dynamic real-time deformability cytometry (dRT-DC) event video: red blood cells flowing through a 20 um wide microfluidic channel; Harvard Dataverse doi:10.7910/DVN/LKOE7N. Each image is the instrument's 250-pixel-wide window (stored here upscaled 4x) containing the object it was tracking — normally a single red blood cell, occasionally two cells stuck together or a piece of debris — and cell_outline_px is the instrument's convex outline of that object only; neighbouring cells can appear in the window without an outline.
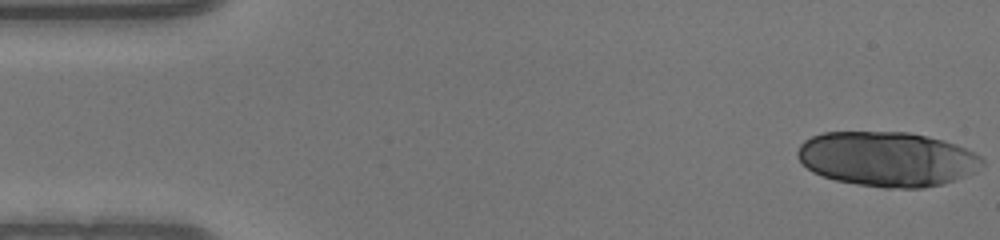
{"species": "human", "species_latin": "Homo sapiens", "temperature_condition": "warm", "stored_images_in_passage": 48, "camera_frame_rate_fps": 3000, "um_per_image_px": 0.085, "donor": {"sex": "male"}, "frame": {"image": 1, "passage_image": 1, "time_ms": 0.0, "image_size_px": [1000, 240], "cell_outline_px": [[984, 164], [976, 172], [944, 184], [924, 188], [884, 188], [856, 184], [836, 180], [812, 172], [796, 156], [796, 152], [800, 144], [804, 140], [812, 136], [824, 132], [908, 132], [944, 140], [956, 144], [980, 156], [984, 160]], "centroid_in_image_um": [75.42, 13.52], "position_along_channel_um": 9.6, "area_um2": 59.13}}
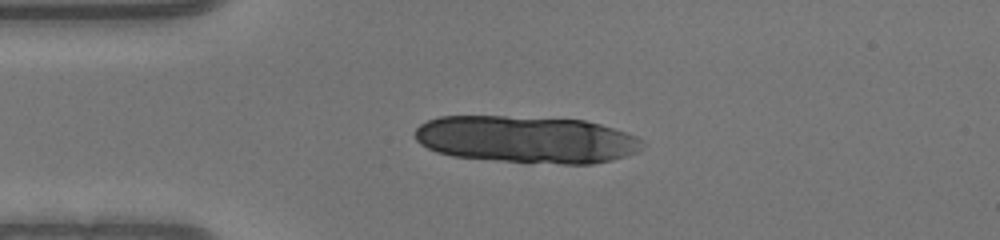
{"frame": {"image": 2, "passage_image": 11, "time_ms": 3.333, "image_size_px": [1000, 240], "cell_outline_px": [[644, 144], [636, 152], [612, 160], [592, 164], [560, 164], [496, 160], [452, 156], [436, 152], [420, 144], [416, 140], [416, 128], [420, 124], [428, 120], [440, 116], [504, 116], [584, 120], [600, 124], [636, 136], [644, 140]], "centroid_in_image_um": [44.73, 11.85], "position_along_channel_um": 40.3, "area_um2": 62.42}}